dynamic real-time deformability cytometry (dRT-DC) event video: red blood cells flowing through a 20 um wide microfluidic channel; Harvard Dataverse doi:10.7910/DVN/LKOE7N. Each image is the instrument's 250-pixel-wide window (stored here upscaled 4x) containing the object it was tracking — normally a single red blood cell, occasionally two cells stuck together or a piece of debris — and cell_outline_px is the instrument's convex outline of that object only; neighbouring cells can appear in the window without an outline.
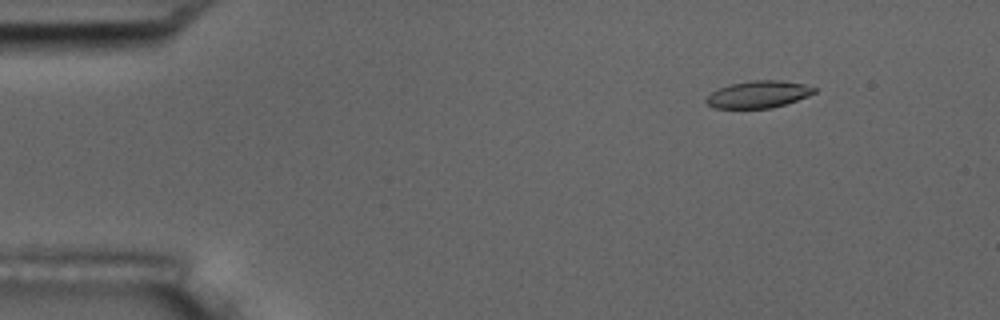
{"species": "common noctule bat (a hibernating species)", "species_latin": "Nyctalus noctula", "temperature_condition": "room temperature", "stored_images_in_passage": 6, "segment_of_instrument_passage": [1, 2], "camera_frame_rate_fps": 3000, "um_per_image_px": 0.085, "animal": {"sex": "male", "body_mass_g": 17.5, "forearm_length_mm": 52.3}, "frame": {"image": 1, "passage_image": 2, "time_ms": 1.0, "image_size_px": [1000, 320], "cell_outline_px": [[816, 92], [808, 96], [772, 108], [712, 108], [704, 100], [712, 92], [720, 88], [732, 84], [752, 80], [776, 80], [804, 84], [816, 88]], "centroid_in_image_um": [64.46, 8.02], "position_along_channel_um": 20.5, "area_um2": 16.82}}